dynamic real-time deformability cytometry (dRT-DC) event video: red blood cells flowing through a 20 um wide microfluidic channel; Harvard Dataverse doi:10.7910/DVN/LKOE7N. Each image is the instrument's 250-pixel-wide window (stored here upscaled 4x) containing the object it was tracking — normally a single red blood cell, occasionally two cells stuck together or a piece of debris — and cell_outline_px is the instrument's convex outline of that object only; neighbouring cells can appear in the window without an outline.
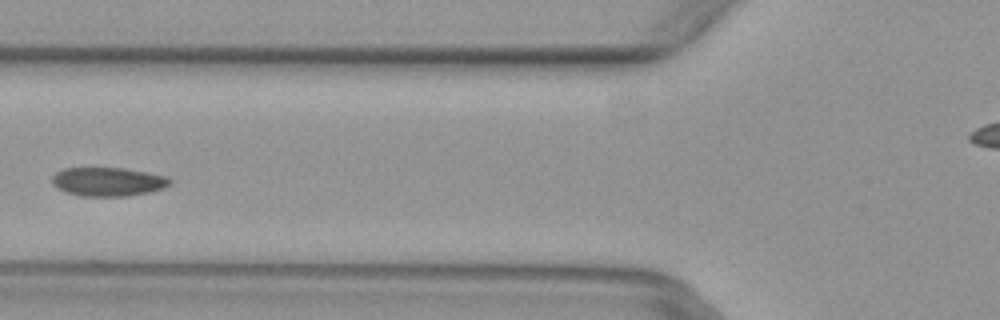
{"species": "common noctule bat (a hibernating species)", "species_latin": "Nyctalus noctula", "temperature_condition": "warm", "stored_images_in_passage": 5, "camera_frame_rate_fps": 3000, "um_per_image_px": 0.085, "animal": {"sex": "female", "body_mass_g": 29.2, "forearm_length_mm": 56.3}, "frame": {"image": 1, "passage_image": 5, "time_ms": 1.333, "image_size_px": [1000, 320], "cell_outline_px": [[172, 184], [164, 188], [152, 192], [128, 196], [80, 196], [64, 192], [56, 188], [52, 184], [52, 176], [56, 172], [64, 168], [124, 168], [164, 176], [172, 180]], "centroid_in_image_um": [9.16, 15.46], "position_along_channel_um": 116.6, "area_um2": 19.94}}